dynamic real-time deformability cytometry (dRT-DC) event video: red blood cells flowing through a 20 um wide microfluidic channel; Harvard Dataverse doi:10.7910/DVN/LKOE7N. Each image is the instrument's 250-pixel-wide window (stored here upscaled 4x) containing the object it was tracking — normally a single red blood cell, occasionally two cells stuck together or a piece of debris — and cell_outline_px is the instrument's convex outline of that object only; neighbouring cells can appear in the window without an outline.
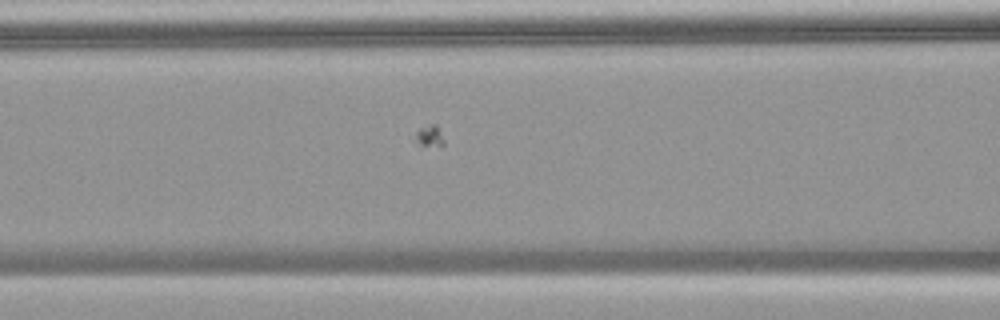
{"species": "common noctule bat (a hibernating species)", "species_latin": "Nyctalus noctula", "temperature_condition": "warm", "stored_images_in_passage": 15, "camera_frame_rate_fps": 3000, "um_per_image_px": 0.085, "animal": {"sex": "female", "body_mass_g": 18.4}, "frame": {"image": 1, "passage_image": 10, "time_ms": 3.0, "image_size_px": [1000, 320], "cell_outline_px": [[304, 252], [292, 264], [284, 268], [244, 268], [208, 252], [244, 232], [272, 232], [304, 248]], "centroid_in_image_um": [22.04, 21.32], "position_along_channel_um": 144.6, "area_um2": 17.46}}